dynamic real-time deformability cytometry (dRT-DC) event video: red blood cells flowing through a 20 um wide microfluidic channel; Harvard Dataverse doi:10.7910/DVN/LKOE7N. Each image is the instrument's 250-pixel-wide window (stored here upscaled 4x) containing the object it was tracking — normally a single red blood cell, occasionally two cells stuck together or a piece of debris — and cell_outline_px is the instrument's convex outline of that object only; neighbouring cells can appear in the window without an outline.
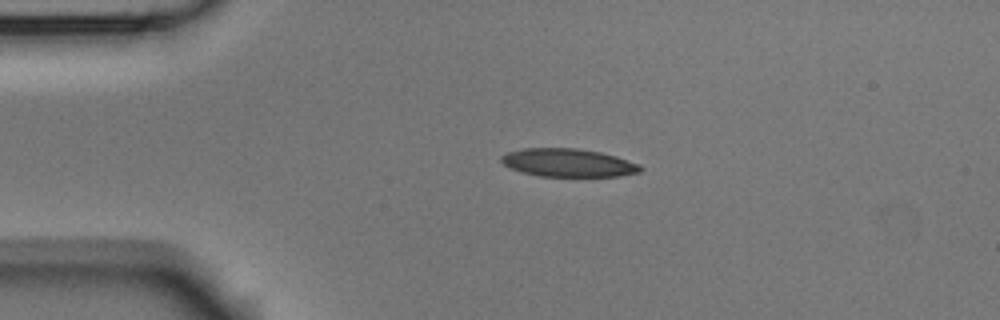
{"species": "Egyptian fruit bat (a non-hibernating species)", "species_latin": "Rousettus aegyptiacus", "temperature_condition": "room temperature", "stored_images_in_passage": 3, "camera_frame_rate_fps": 3000, "um_per_image_px": 0.085, "animal": {"sex": "male"}, "frame": {"image": 1, "passage_image": 2, "time_ms": 0.333, "image_size_px": [1000, 320], "cell_outline_px": [[644, 168], [640, 172], [620, 176], [540, 176], [524, 172], [512, 168], [504, 164], [500, 160], [500, 156], [508, 152], [524, 148], [576, 148], [600, 152], [616, 156], [640, 164]], "centroid_in_image_um": [48.33, 13.83], "position_along_channel_um": 36.7, "area_um2": 22.72}}